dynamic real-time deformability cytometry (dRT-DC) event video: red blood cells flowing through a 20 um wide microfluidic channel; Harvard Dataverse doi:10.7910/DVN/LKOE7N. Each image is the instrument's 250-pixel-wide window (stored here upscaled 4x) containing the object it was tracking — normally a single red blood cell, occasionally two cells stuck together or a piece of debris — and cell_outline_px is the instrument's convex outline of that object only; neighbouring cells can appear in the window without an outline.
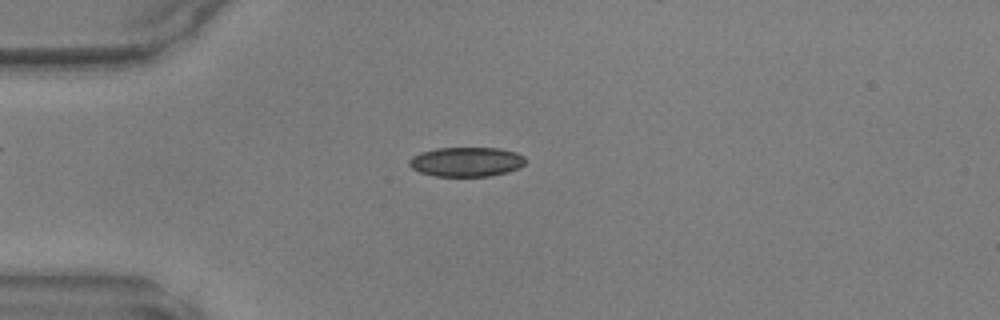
{"species": "common noctule bat (a hibernating species)", "species_latin": "Nyctalus noctula", "temperature_condition": "warm", "stored_images_in_passage": 48, "camera_frame_rate_fps": 3000, "um_per_image_px": 0.085, "animal": {"sex": "male", "body_mass_g": 17.9, "forearm_length_mm": 54.2}, "frame": {"image": 1, "passage_image": 12, "time_ms": 3.667, "image_size_px": [1000, 320], "cell_outline_px": [[524, 164], [520, 168], [508, 172], [492, 176], [436, 176], [420, 172], [412, 168], [408, 164], [408, 160], [412, 156], [420, 152], [436, 148], [500, 148], [516, 152], [524, 156]], "centroid_in_image_um": [39.64, 13.75], "position_along_channel_um": 45.4, "area_um2": 20.11}}
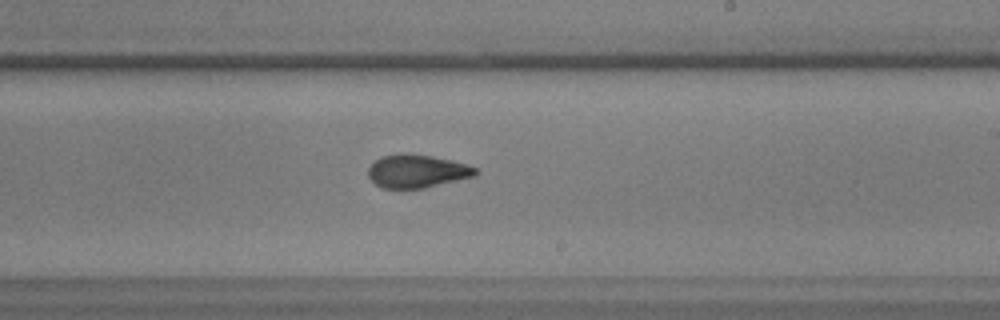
{"frame": {"image": 2, "passage_image": 28, "time_ms": 9.0, "image_size_px": [1000, 320], "cell_outline_px": [[480, 172], [476, 176], [424, 188], [380, 188], [368, 176], [368, 168], [380, 156], [432, 156], [452, 160], [468, 164], [476, 168]], "centroid_in_image_um": [35.5, 14.59], "position_along_channel_um": 253.5, "area_um2": 20.23}}
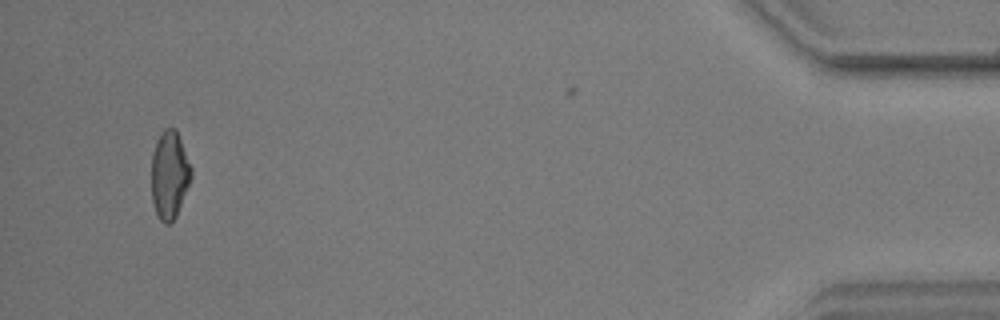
{"frame": {"image": 3, "passage_image": 45, "time_ms": 14.667, "image_size_px": [1000, 320], "cell_outline_px": [[192, 176], [176, 216], [168, 224], [164, 224], [160, 220], [156, 212], [152, 200], [152, 152], [156, 140], [160, 132], [164, 128], [176, 128], [192, 168]], "centroid_in_image_um": [14.4, 14.82], "position_along_channel_um": 420.8, "area_um2": 20.35}}